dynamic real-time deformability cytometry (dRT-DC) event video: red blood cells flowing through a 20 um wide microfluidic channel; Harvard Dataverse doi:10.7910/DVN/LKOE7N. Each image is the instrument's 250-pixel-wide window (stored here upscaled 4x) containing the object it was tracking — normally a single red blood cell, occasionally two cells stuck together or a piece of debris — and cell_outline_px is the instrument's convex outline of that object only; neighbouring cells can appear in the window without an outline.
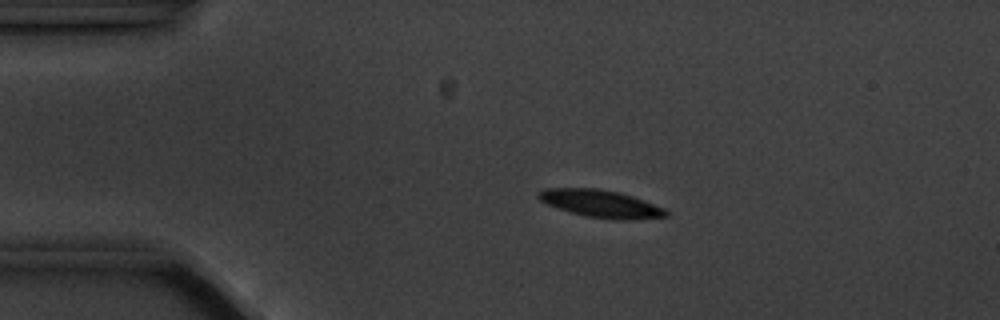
{"species": "common noctule bat (a hibernating species)", "species_latin": "Nyctalus noctula", "temperature_condition": "cold", "stored_images_in_passage": 9, "camera_frame_rate_fps": 3000, "um_per_image_px": 0.085, "animal": {"sex": "male", "body_mass_g": 20.1, "forearm_length_mm": 53.5}, "frame": {"image": 1, "passage_image": 3, "time_ms": 2.333, "image_size_px": [1000, 320], "cell_outline_px": [[668, 216], [632, 220], [612, 220], [584, 216], [556, 208], [540, 200], [536, 196], [536, 192], [544, 188], [596, 188], [620, 192], [632, 196], [664, 208], [668, 212]], "centroid_in_image_um": [51.03, 17.32], "position_along_channel_um": 34.0, "area_um2": 20.63}}